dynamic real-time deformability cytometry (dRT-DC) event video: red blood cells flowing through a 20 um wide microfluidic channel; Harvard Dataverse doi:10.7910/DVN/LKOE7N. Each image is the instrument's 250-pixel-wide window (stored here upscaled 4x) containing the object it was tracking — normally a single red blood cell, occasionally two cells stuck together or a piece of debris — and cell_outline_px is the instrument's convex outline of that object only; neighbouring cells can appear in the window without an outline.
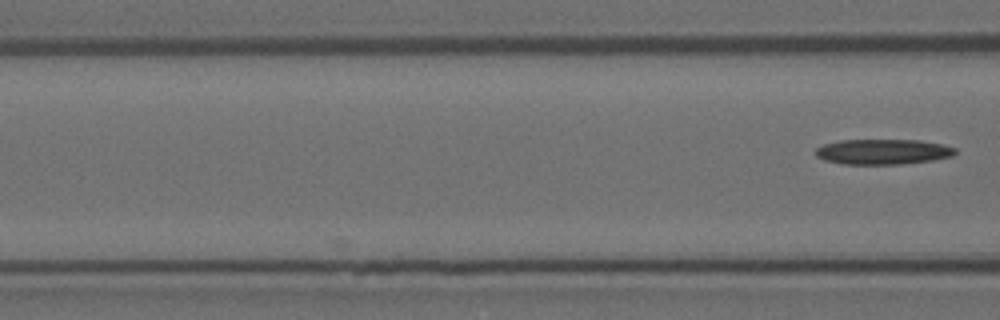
{"species": "Egyptian fruit bat (a non-hibernating species)", "species_latin": "Rousettus aegyptiacus", "temperature_condition": "room temperature", "stored_images_in_passage": 4, "camera_frame_rate_fps": 3000, "um_per_image_px": 0.085, "animal": {"sex": "female"}, "frame": {"image": 1, "passage_image": 4, "time_ms": 1.0, "image_size_px": [1000, 320], "cell_outline_px": [[956, 152], [952, 156], [932, 160], [900, 164], [840, 164], [824, 160], [816, 156], [816, 148], [824, 144], [840, 140], [920, 140], [944, 144], [956, 148]], "centroid_in_image_um": [75.05, 12.89], "position_along_channel_um": 91.6, "area_um2": 20.63}}